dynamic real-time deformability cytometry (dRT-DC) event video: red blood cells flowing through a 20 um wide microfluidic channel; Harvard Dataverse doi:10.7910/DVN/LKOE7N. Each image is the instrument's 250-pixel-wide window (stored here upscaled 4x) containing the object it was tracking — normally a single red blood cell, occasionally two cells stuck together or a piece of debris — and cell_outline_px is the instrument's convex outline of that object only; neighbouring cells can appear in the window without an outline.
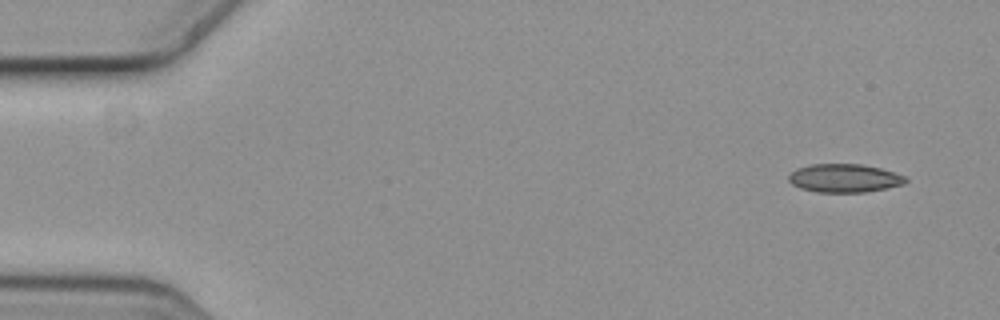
{"species": "common noctule bat (a hibernating species)", "species_latin": "Nyctalus noctula", "temperature_condition": "cold", "stored_images_in_passage": 8, "camera_frame_rate_fps": 3000, "um_per_image_px": 0.085, "animal": {"sex": "female", "body_mass_g": 19.3, "forearm_length_mm": 54.1}, "frame": {"image": 1, "passage_image": 1, "time_ms": 0.0, "image_size_px": [1000, 320], "cell_outline_px": [[908, 180], [904, 184], [864, 192], [816, 192], [800, 188], [792, 184], [788, 180], [788, 176], [796, 168], [812, 164], [860, 164], [880, 168], [904, 176]], "centroid_in_image_um": [71.73, 15.14], "position_along_channel_um": 13.3, "area_um2": 19.19}}
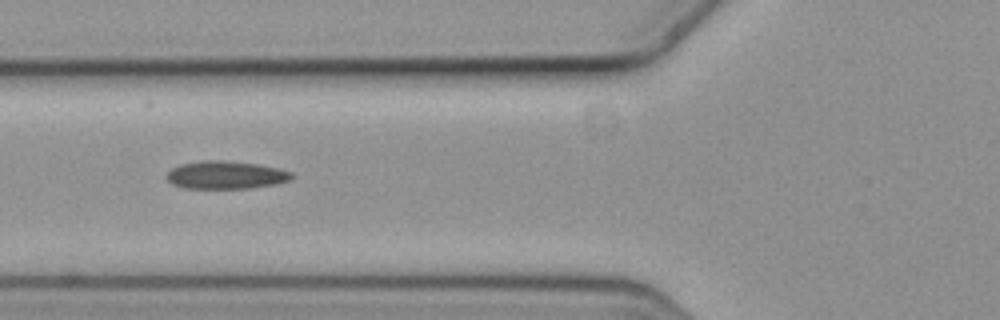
{"frame": {"image": 2, "passage_image": 6, "time_ms": 1.667, "image_size_px": [1000, 320], "cell_outline_px": [[292, 180], [276, 184], [248, 188], [184, 188], [172, 184], [164, 176], [172, 168], [180, 164], [204, 160], [220, 160], [260, 164], [280, 168], [292, 172]], "centroid_in_image_um": [19.2, 14.87], "position_along_channel_um": 106.6, "area_um2": 20.46}}
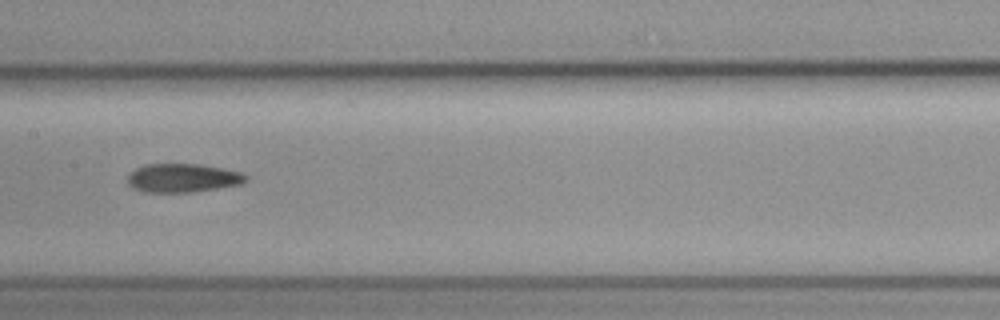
{"frame": {"image": 3, "passage_image": 8, "time_ms": 2.333, "image_size_px": [1000, 320], "cell_outline_px": [[248, 180], [244, 184], [192, 192], [144, 192], [132, 188], [128, 184], [128, 176], [136, 168], [144, 164], [200, 164], [240, 172], [248, 176]], "centroid_in_image_um": [15.55, 15.13], "position_along_channel_um": 191.9, "area_um2": 19.83}}